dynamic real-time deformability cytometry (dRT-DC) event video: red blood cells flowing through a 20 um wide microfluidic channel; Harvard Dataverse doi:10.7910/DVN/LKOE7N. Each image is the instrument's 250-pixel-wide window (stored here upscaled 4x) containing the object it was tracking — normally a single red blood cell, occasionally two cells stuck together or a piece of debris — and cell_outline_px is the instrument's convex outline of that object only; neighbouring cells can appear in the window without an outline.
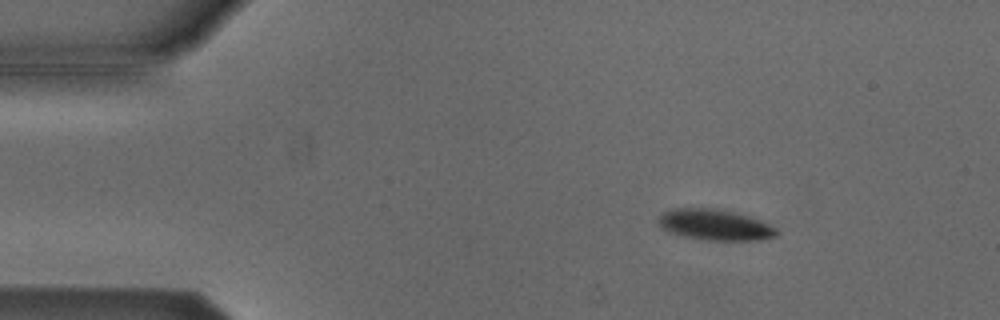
{"species": "Egyptian fruit bat (a non-hibernating species)", "species_latin": "Rousettus aegyptiacus", "temperature_condition": "cold", "stored_images_in_passage": 4, "camera_frame_rate_fps": 3000, "um_per_image_px": 0.085, "animal": {"sex": "male"}, "frame": {"image": 1, "passage_image": 2, "time_ms": 0.333, "image_size_px": [1000, 320], "cell_outline_px": [[780, 232], [776, 236], [760, 240], [708, 240], [684, 236], [668, 232], [660, 228], [656, 224], [656, 220], [664, 212], [672, 208], [716, 208], [748, 216], [760, 220], [776, 228]], "centroid_in_image_um": [60.73, 19.11], "position_along_channel_um": 24.3, "area_um2": 21.39}}